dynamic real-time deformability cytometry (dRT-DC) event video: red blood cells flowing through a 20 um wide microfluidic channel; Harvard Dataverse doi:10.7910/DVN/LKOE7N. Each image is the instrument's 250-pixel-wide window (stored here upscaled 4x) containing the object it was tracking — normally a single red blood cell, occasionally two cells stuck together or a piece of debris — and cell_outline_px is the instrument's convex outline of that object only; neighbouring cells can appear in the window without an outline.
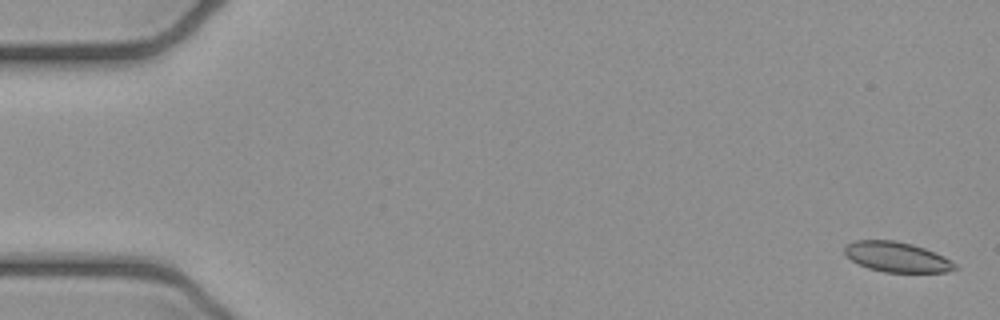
{"species": "common noctule bat (a hibernating species)", "species_latin": "Nyctalus noctula", "temperature_condition": "cold", "stored_images_in_passage": 6, "camera_frame_rate_fps": 3000, "um_per_image_px": 0.085, "animal": {"sex": "female", "body_mass_g": 21.9}, "frame": {"image": 1, "passage_image": 1, "time_ms": 0.0, "image_size_px": [1000, 320], "cell_outline_px": [[960, 268], [948, 272], [884, 272], [868, 268], [852, 260], [844, 252], [844, 244], [856, 240], [896, 240], [912, 244], [924, 248], [944, 256], [956, 264]], "centroid_in_image_um": [76.25, 21.84], "position_along_channel_um": 8.8, "area_um2": 19.42}}
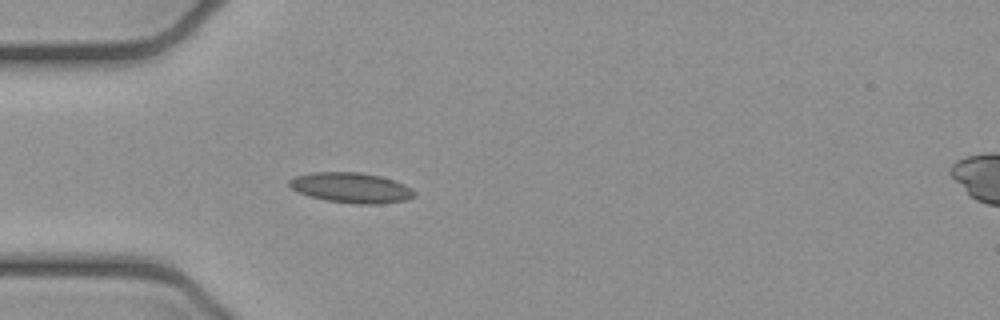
{"frame": {"image": 2, "passage_image": 5, "time_ms": 1.333, "image_size_px": [1000, 320], "cell_outline_px": [[416, 196], [408, 200], [380, 204], [356, 204], [328, 200], [308, 196], [292, 188], [288, 184], [288, 180], [296, 176], [312, 172], [360, 172], [380, 176], [404, 184], [412, 188], [416, 192]], "centroid_in_image_um": [29.89, 15.96], "position_along_channel_um": 55.1, "area_um2": 22.08}}